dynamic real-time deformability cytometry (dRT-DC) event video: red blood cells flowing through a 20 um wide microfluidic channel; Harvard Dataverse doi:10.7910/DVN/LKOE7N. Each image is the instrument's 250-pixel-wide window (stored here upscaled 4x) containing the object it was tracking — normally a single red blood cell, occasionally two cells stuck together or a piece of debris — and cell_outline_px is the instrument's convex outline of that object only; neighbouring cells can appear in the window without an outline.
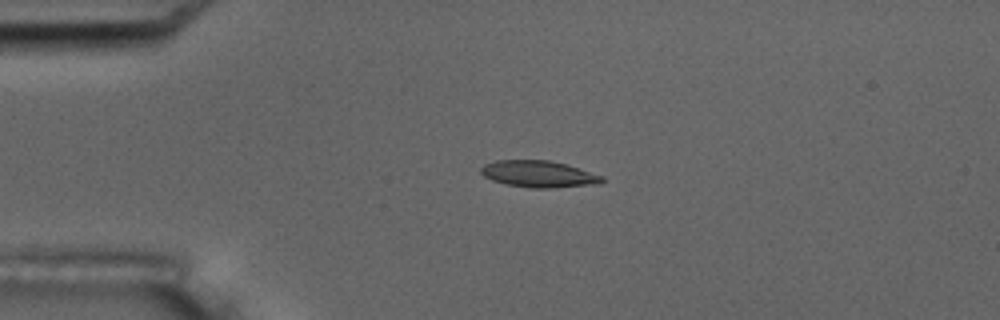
{"species": "common noctule bat (a hibernating species)", "species_latin": "Nyctalus noctula", "temperature_condition": "room temperature", "stored_images_in_passage": 5, "camera_frame_rate_fps": 3000, "um_per_image_px": 0.085, "animal": {"sex": "male", "body_mass_g": 17.5, "forearm_length_mm": 52.3}, "frame": {"image": 1, "passage_image": 4, "time_ms": 3.667, "image_size_px": [1000, 320], "cell_outline_px": [[604, 180], [600, 184], [556, 188], [532, 188], [508, 184], [492, 180], [484, 176], [480, 172], [480, 168], [484, 164], [496, 160], [548, 160], [568, 164], [604, 176]], "centroid_in_image_um": [45.83, 14.79], "position_along_channel_um": 39.2, "area_um2": 19.02}}